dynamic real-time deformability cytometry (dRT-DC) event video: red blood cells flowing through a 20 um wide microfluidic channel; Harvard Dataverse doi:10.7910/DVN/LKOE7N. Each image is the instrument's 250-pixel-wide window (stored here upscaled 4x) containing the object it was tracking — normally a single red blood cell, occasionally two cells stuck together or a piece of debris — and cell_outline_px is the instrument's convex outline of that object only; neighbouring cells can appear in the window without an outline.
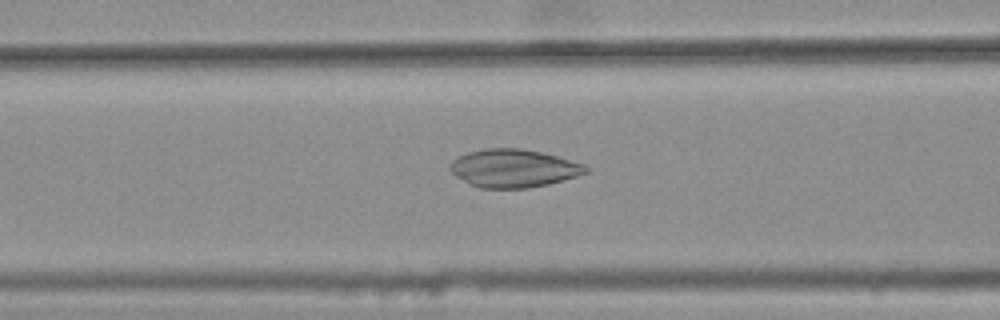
{"species": "common noctule bat (a hibernating species)", "species_latin": "Nyctalus noctula", "temperature_condition": "warm", "stored_images_in_passage": 34, "camera_frame_rate_fps": 3000, "um_per_image_px": 0.085, "animal": {"sex": "female", "body_mass_g": 25.1}, "frame": {"image": 1, "passage_image": 10, "time_ms": 3.0, "image_size_px": [1000, 320], "cell_outline_px": [[592, 168], [588, 172], [576, 176], [548, 184], [528, 188], [480, 188], [468, 184], [456, 176], [448, 168], [452, 160], [468, 152], [484, 148], [520, 148], [540, 152], [556, 156], [584, 164]], "centroid_in_image_um": [43.64, 14.31], "position_along_channel_um": 123.0, "area_um2": 30.11}}
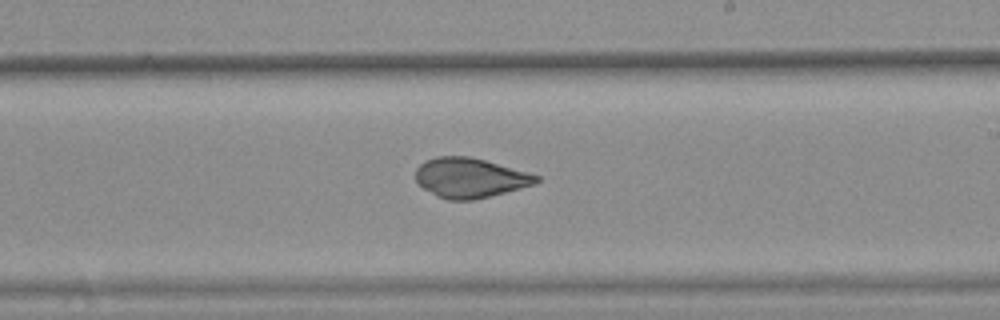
{"frame": {"image": 2, "passage_image": 20, "time_ms": 6.333, "image_size_px": [1000, 320], "cell_outline_px": [[540, 180], [536, 184], [472, 200], [448, 200], [436, 196], [416, 184], [416, 168], [424, 160], [436, 156], [468, 156], [484, 160], [528, 172], [540, 176]], "centroid_in_image_um": [39.91, 15.11], "position_along_channel_um": 249.1, "area_um2": 27.98}}
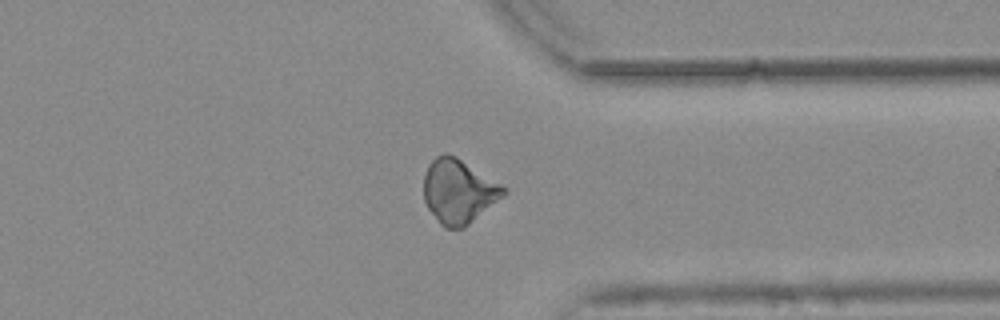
{"frame": {"image": 3, "passage_image": 30, "time_ms": 9.667, "image_size_px": [1000, 320], "cell_outline_px": [[508, 192], [504, 196], [464, 228], [444, 228], [440, 224], [428, 208], [424, 200], [424, 176], [428, 164], [436, 156], [444, 152], [448, 152], [456, 156], [508, 188]], "centroid_in_image_um": [38.99, 16.25], "position_along_channel_um": 372.4, "area_um2": 30.0}, "authors_computed_cell_mechanics": {"area_um2": 28.9, "velocity_mm_per_s": 3.7942, "shape_relaxation_time_tau1_ms": null, "shape_relaxation_time_tau2_ms": 1.5566, "deformation_change_tau1": null, "deformation_change_tau2": 0.0544}}